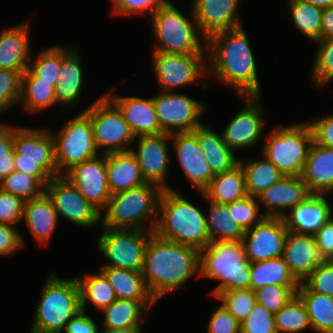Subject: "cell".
Returning <instances> with one entry per match:
<instances>
[{
  "instance_id": "35",
  "label": "cell",
  "mask_w": 333,
  "mask_h": 333,
  "mask_svg": "<svg viewBox=\"0 0 333 333\" xmlns=\"http://www.w3.org/2000/svg\"><path fill=\"white\" fill-rule=\"evenodd\" d=\"M204 201L208 202L206 214L207 229L210 242L243 240L245 231L231 216L229 204L213 203L207 200L203 192H199Z\"/></svg>"
},
{
  "instance_id": "37",
  "label": "cell",
  "mask_w": 333,
  "mask_h": 333,
  "mask_svg": "<svg viewBox=\"0 0 333 333\" xmlns=\"http://www.w3.org/2000/svg\"><path fill=\"white\" fill-rule=\"evenodd\" d=\"M296 295L306 308L312 330L333 333V297L311 292L303 283H300Z\"/></svg>"
},
{
  "instance_id": "30",
  "label": "cell",
  "mask_w": 333,
  "mask_h": 333,
  "mask_svg": "<svg viewBox=\"0 0 333 333\" xmlns=\"http://www.w3.org/2000/svg\"><path fill=\"white\" fill-rule=\"evenodd\" d=\"M193 133L213 175L229 171L239 164L240 157L236 158L235 151L227 146L221 133L214 131L210 125L204 122Z\"/></svg>"
},
{
  "instance_id": "53",
  "label": "cell",
  "mask_w": 333,
  "mask_h": 333,
  "mask_svg": "<svg viewBox=\"0 0 333 333\" xmlns=\"http://www.w3.org/2000/svg\"><path fill=\"white\" fill-rule=\"evenodd\" d=\"M14 127L0 122V181L14 171Z\"/></svg>"
},
{
  "instance_id": "31",
  "label": "cell",
  "mask_w": 333,
  "mask_h": 333,
  "mask_svg": "<svg viewBox=\"0 0 333 333\" xmlns=\"http://www.w3.org/2000/svg\"><path fill=\"white\" fill-rule=\"evenodd\" d=\"M106 166L111 195L146 183L131 150L106 154Z\"/></svg>"
},
{
  "instance_id": "28",
  "label": "cell",
  "mask_w": 333,
  "mask_h": 333,
  "mask_svg": "<svg viewBox=\"0 0 333 333\" xmlns=\"http://www.w3.org/2000/svg\"><path fill=\"white\" fill-rule=\"evenodd\" d=\"M301 177L311 193L330 195L333 192V149L313 141Z\"/></svg>"
},
{
  "instance_id": "2",
  "label": "cell",
  "mask_w": 333,
  "mask_h": 333,
  "mask_svg": "<svg viewBox=\"0 0 333 333\" xmlns=\"http://www.w3.org/2000/svg\"><path fill=\"white\" fill-rule=\"evenodd\" d=\"M142 275L157 302L169 293H175L192 276L200 278V251L153 233L145 250Z\"/></svg>"
},
{
  "instance_id": "44",
  "label": "cell",
  "mask_w": 333,
  "mask_h": 333,
  "mask_svg": "<svg viewBox=\"0 0 333 333\" xmlns=\"http://www.w3.org/2000/svg\"><path fill=\"white\" fill-rule=\"evenodd\" d=\"M0 189L24 201L41 197L45 193V186L36 177L15 170L0 181Z\"/></svg>"
},
{
  "instance_id": "20",
  "label": "cell",
  "mask_w": 333,
  "mask_h": 333,
  "mask_svg": "<svg viewBox=\"0 0 333 333\" xmlns=\"http://www.w3.org/2000/svg\"><path fill=\"white\" fill-rule=\"evenodd\" d=\"M171 147L188 181L198 192H202L214 175L212 174L204 152L199 147L197 136L193 132L171 134Z\"/></svg>"
},
{
  "instance_id": "17",
  "label": "cell",
  "mask_w": 333,
  "mask_h": 333,
  "mask_svg": "<svg viewBox=\"0 0 333 333\" xmlns=\"http://www.w3.org/2000/svg\"><path fill=\"white\" fill-rule=\"evenodd\" d=\"M288 232L282 218L265 217L244 233L246 258L254 263L283 256Z\"/></svg>"
},
{
  "instance_id": "52",
  "label": "cell",
  "mask_w": 333,
  "mask_h": 333,
  "mask_svg": "<svg viewBox=\"0 0 333 333\" xmlns=\"http://www.w3.org/2000/svg\"><path fill=\"white\" fill-rule=\"evenodd\" d=\"M112 10L116 16H135L148 13L149 18L169 0H111ZM132 15V16H131Z\"/></svg>"
},
{
  "instance_id": "18",
  "label": "cell",
  "mask_w": 333,
  "mask_h": 333,
  "mask_svg": "<svg viewBox=\"0 0 333 333\" xmlns=\"http://www.w3.org/2000/svg\"><path fill=\"white\" fill-rule=\"evenodd\" d=\"M136 148L131 152L137 159L143 178L162 189H170L168 185V170L170 166L169 142L171 135L162 133L159 135L139 136Z\"/></svg>"
},
{
  "instance_id": "7",
  "label": "cell",
  "mask_w": 333,
  "mask_h": 333,
  "mask_svg": "<svg viewBox=\"0 0 333 333\" xmlns=\"http://www.w3.org/2000/svg\"><path fill=\"white\" fill-rule=\"evenodd\" d=\"M190 9L191 18L168 1L150 17L152 33L157 40L152 52L207 53V39L199 30L192 7Z\"/></svg>"
},
{
  "instance_id": "24",
  "label": "cell",
  "mask_w": 333,
  "mask_h": 333,
  "mask_svg": "<svg viewBox=\"0 0 333 333\" xmlns=\"http://www.w3.org/2000/svg\"><path fill=\"white\" fill-rule=\"evenodd\" d=\"M104 94L122 112L135 137L163 133L156 114L153 97L118 96L113 94V90Z\"/></svg>"
},
{
  "instance_id": "59",
  "label": "cell",
  "mask_w": 333,
  "mask_h": 333,
  "mask_svg": "<svg viewBox=\"0 0 333 333\" xmlns=\"http://www.w3.org/2000/svg\"><path fill=\"white\" fill-rule=\"evenodd\" d=\"M99 326L92 316L79 311L66 325L62 333H99Z\"/></svg>"
},
{
  "instance_id": "4",
  "label": "cell",
  "mask_w": 333,
  "mask_h": 333,
  "mask_svg": "<svg viewBox=\"0 0 333 333\" xmlns=\"http://www.w3.org/2000/svg\"><path fill=\"white\" fill-rule=\"evenodd\" d=\"M162 191L160 186L146 182L139 187L112 194L103 210L104 215H101V227L154 232Z\"/></svg>"
},
{
  "instance_id": "51",
  "label": "cell",
  "mask_w": 333,
  "mask_h": 333,
  "mask_svg": "<svg viewBox=\"0 0 333 333\" xmlns=\"http://www.w3.org/2000/svg\"><path fill=\"white\" fill-rule=\"evenodd\" d=\"M302 283L311 292L333 297V260H323Z\"/></svg>"
},
{
  "instance_id": "38",
  "label": "cell",
  "mask_w": 333,
  "mask_h": 333,
  "mask_svg": "<svg viewBox=\"0 0 333 333\" xmlns=\"http://www.w3.org/2000/svg\"><path fill=\"white\" fill-rule=\"evenodd\" d=\"M80 290L81 310H87V302L101 312L104 308L110 306L115 300L113 288L106 276L100 271L99 273H87L76 277Z\"/></svg>"
},
{
  "instance_id": "57",
  "label": "cell",
  "mask_w": 333,
  "mask_h": 333,
  "mask_svg": "<svg viewBox=\"0 0 333 333\" xmlns=\"http://www.w3.org/2000/svg\"><path fill=\"white\" fill-rule=\"evenodd\" d=\"M21 231L13 225L0 223V256H10L25 247Z\"/></svg>"
},
{
  "instance_id": "5",
  "label": "cell",
  "mask_w": 333,
  "mask_h": 333,
  "mask_svg": "<svg viewBox=\"0 0 333 333\" xmlns=\"http://www.w3.org/2000/svg\"><path fill=\"white\" fill-rule=\"evenodd\" d=\"M250 274L242 240L214 241L200 250V278L219 281L209 293L214 298L223 291L250 289Z\"/></svg>"
},
{
  "instance_id": "8",
  "label": "cell",
  "mask_w": 333,
  "mask_h": 333,
  "mask_svg": "<svg viewBox=\"0 0 333 333\" xmlns=\"http://www.w3.org/2000/svg\"><path fill=\"white\" fill-rule=\"evenodd\" d=\"M13 146L15 171L36 177L44 186L59 176L55 140L49 129L15 126Z\"/></svg>"
},
{
  "instance_id": "40",
  "label": "cell",
  "mask_w": 333,
  "mask_h": 333,
  "mask_svg": "<svg viewBox=\"0 0 333 333\" xmlns=\"http://www.w3.org/2000/svg\"><path fill=\"white\" fill-rule=\"evenodd\" d=\"M265 285H300L291 274L282 256L251 263L250 289Z\"/></svg>"
},
{
  "instance_id": "39",
  "label": "cell",
  "mask_w": 333,
  "mask_h": 333,
  "mask_svg": "<svg viewBox=\"0 0 333 333\" xmlns=\"http://www.w3.org/2000/svg\"><path fill=\"white\" fill-rule=\"evenodd\" d=\"M261 158L239 160L245 175L247 193L255 198L284 176L263 154Z\"/></svg>"
},
{
  "instance_id": "34",
  "label": "cell",
  "mask_w": 333,
  "mask_h": 333,
  "mask_svg": "<svg viewBox=\"0 0 333 333\" xmlns=\"http://www.w3.org/2000/svg\"><path fill=\"white\" fill-rule=\"evenodd\" d=\"M202 192L207 200L219 204H229L247 197L245 175L241 165L214 175Z\"/></svg>"
},
{
  "instance_id": "50",
  "label": "cell",
  "mask_w": 333,
  "mask_h": 333,
  "mask_svg": "<svg viewBox=\"0 0 333 333\" xmlns=\"http://www.w3.org/2000/svg\"><path fill=\"white\" fill-rule=\"evenodd\" d=\"M240 327L241 333H277L274 314L258 303L240 323Z\"/></svg>"
},
{
  "instance_id": "61",
  "label": "cell",
  "mask_w": 333,
  "mask_h": 333,
  "mask_svg": "<svg viewBox=\"0 0 333 333\" xmlns=\"http://www.w3.org/2000/svg\"><path fill=\"white\" fill-rule=\"evenodd\" d=\"M99 333H143L142 328L102 329Z\"/></svg>"
},
{
  "instance_id": "62",
  "label": "cell",
  "mask_w": 333,
  "mask_h": 333,
  "mask_svg": "<svg viewBox=\"0 0 333 333\" xmlns=\"http://www.w3.org/2000/svg\"><path fill=\"white\" fill-rule=\"evenodd\" d=\"M313 6L326 9L333 6V0H304Z\"/></svg>"
},
{
  "instance_id": "33",
  "label": "cell",
  "mask_w": 333,
  "mask_h": 333,
  "mask_svg": "<svg viewBox=\"0 0 333 333\" xmlns=\"http://www.w3.org/2000/svg\"><path fill=\"white\" fill-rule=\"evenodd\" d=\"M101 271L113 288L116 299L134 301H156L150 294L142 271L100 266Z\"/></svg>"
},
{
  "instance_id": "16",
  "label": "cell",
  "mask_w": 333,
  "mask_h": 333,
  "mask_svg": "<svg viewBox=\"0 0 333 333\" xmlns=\"http://www.w3.org/2000/svg\"><path fill=\"white\" fill-rule=\"evenodd\" d=\"M243 100L244 107L235 114L221 132L222 138L229 148L234 151L249 149L263 140L265 112L261 96H238Z\"/></svg>"
},
{
  "instance_id": "9",
  "label": "cell",
  "mask_w": 333,
  "mask_h": 333,
  "mask_svg": "<svg viewBox=\"0 0 333 333\" xmlns=\"http://www.w3.org/2000/svg\"><path fill=\"white\" fill-rule=\"evenodd\" d=\"M270 132V133H269ZM261 146L263 154L284 176H301L313 143L309 123L305 121L281 124L269 130Z\"/></svg>"
},
{
  "instance_id": "63",
  "label": "cell",
  "mask_w": 333,
  "mask_h": 333,
  "mask_svg": "<svg viewBox=\"0 0 333 333\" xmlns=\"http://www.w3.org/2000/svg\"><path fill=\"white\" fill-rule=\"evenodd\" d=\"M333 81V72L324 80V82L319 86V87H323V86H327L328 84H330L329 82Z\"/></svg>"
},
{
  "instance_id": "42",
  "label": "cell",
  "mask_w": 333,
  "mask_h": 333,
  "mask_svg": "<svg viewBox=\"0 0 333 333\" xmlns=\"http://www.w3.org/2000/svg\"><path fill=\"white\" fill-rule=\"evenodd\" d=\"M274 318L277 333H300L309 328L312 330L306 308L297 295L275 313Z\"/></svg>"
},
{
  "instance_id": "36",
  "label": "cell",
  "mask_w": 333,
  "mask_h": 333,
  "mask_svg": "<svg viewBox=\"0 0 333 333\" xmlns=\"http://www.w3.org/2000/svg\"><path fill=\"white\" fill-rule=\"evenodd\" d=\"M19 104H22L26 112L32 114L57 106L52 82L41 81L27 69L22 75Z\"/></svg>"
},
{
  "instance_id": "12",
  "label": "cell",
  "mask_w": 333,
  "mask_h": 333,
  "mask_svg": "<svg viewBox=\"0 0 333 333\" xmlns=\"http://www.w3.org/2000/svg\"><path fill=\"white\" fill-rule=\"evenodd\" d=\"M97 251L106 263L100 266L142 271L145 250L153 231L139 229H109L101 227Z\"/></svg>"
},
{
  "instance_id": "22",
  "label": "cell",
  "mask_w": 333,
  "mask_h": 333,
  "mask_svg": "<svg viewBox=\"0 0 333 333\" xmlns=\"http://www.w3.org/2000/svg\"><path fill=\"white\" fill-rule=\"evenodd\" d=\"M311 194L301 176H283L257 199L265 217L282 218Z\"/></svg>"
},
{
  "instance_id": "11",
  "label": "cell",
  "mask_w": 333,
  "mask_h": 333,
  "mask_svg": "<svg viewBox=\"0 0 333 333\" xmlns=\"http://www.w3.org/2000/svg\"><path fill=\"white\" fill-rule=\"evenodd\" d=\"M90 118L96 147L101 154L130 151L135 141L119 108L102 94L83 110ZM100 149H102L100 151Z\"/></svg>"
},
{
  "instance_id": "49",
  "label": "cell",
  "mask_w": 333,
  "mask_h": 333,
  "mask_svg": "<svg viewBox=\"0 0 333 333\" xmlns=\"http://www.w3.org/2000/svg\"><path fill=\"white\" fill-rule=\"evenodd\" d=\"M314 44L318 48L313 57L314 63L310 76H312L313 83L319 87L333 72V39H321Z\"/></svg>"
},
{
  "instance_id": "19",
  "label": "cell",
  "mask_w": 333,
  "mask_h": 333,
  "mask_svg": "<svg viewBox=\"0 0 333 333\" xmlns=\"http://www.w3.org/2000/svg\"><path fill=\"white\" fill-rule=\"evenodd\" d=\"M64 177L103 215V210L106 208L111 196L108 186L105 154H100L74 166Z\"/></svg>"
},
{
  "instance_id": "58",
  "label": "cell",
  "mask_w": 333,
  "mask_h": 333,
  "mask_svg": "<svg viewBox=\"0 0 333 333\" xmlns=\"http://www.w3.org/2000/svg\"><path fill=\"white\" fill-rule=\"evenodd\" d=\"M313 236L321 258L333 260V217Z\"/></svg>"
},
{
  "instance_id": "55",
  "label": "cell",
  "mask_w": 333,
  "mask_h": 333,
  "mask_svg": "<svg viewBox=\"0 0 333 333\" xmlns=\"http://www.w3.org/2000/svg\"><path fill=\"white\" fill-rule=\"evenodd\" d=\"M207 333H241L240 322L222 305L212 309Z\"/></svg>"
},
{
  "instance_id": "48",
  "label": "cell",
  "mask_w": 333,
  "mask_h": 333,
  "mask_svg": "<svg viewBox=\"0 0 333 333\" xmlns=\"http://www.w3.org/2000/svg\"><path fill=\"white\" fill-rule=\"evenodd\" d=\"M22 75L21 71L0 69V114L19 104Z\"/></svg>"
},
{
  "instance_id": "10",
  "label": "cell",
  "mask_w": 333,
  "mask_h": 333,
  "mask_svg": "<svg viewBox=\"0 0 333 333\" xmlns=\"http://www.w3.org/2000/svg\"><path fill=\"white\" fill-rule=\"evenodd\" d=\"M52 135L59 176H64L74 166L101 154L95 144L91 120L84 111L69 119Z\"/></svg>"
},
{
  "instance_id": "15",
  "label": "cell",
  "mask_w": 333,
  "mask_h": 333,
  "mask_svg": "<svg viewBox=\"0 0 333 333\" xmlns=\"http://www.w3.org/2000/svg\"><path fill=\"white\" fill-rule=\"evenodd\" d=\"M45 193L52 200L58 218L85 229L101 226V212L64 176L52 178L45 186Z\"/></svg>"
},
{
  "instance_id": "27",
  "label": "cell",
  "mask_w": 333,
  "mask_h": 333,
  "mask_svg": "<svg viewBox=\"0 0 333 333\" xmlns=\"http://www.w3.org/2000/svg\"><path fill=\"white\" fill-rule=\"evenodd\" d=\"M282 257L299 283H302L323 261L313 235L291 231L288 232Z\"/></svg>"
},
{
  "instance_id": "23",
  "label": "cell",
  "mask_w": 333,
  "mask_h": 333,
  "mask_svg": "<svg viewBox=\"0 0 333 333\" xmlns=\"http://www.w3.org/2000/svg\"><path fill=\"white\" fill-rule=\"evenodd\" d=\"M78 46H61V68L54 86L56 103L63 108H73L82 96L84 72Z\"/></svg>"
},
{
  "instance_id": "25",
  "label": "cell",
  "mask_w": 333,
  "mask_h": 333,
  "mask_svg": "<svg viewBox=\"0 0 333 333\" xmlns=\"http://www.w3.org/2000/svg\"><path fill=\"white\" fill-rule=\"evenodd\" d=\"M326 197L327 194L312 193L302 203L290 209L282 217L288 231L314 235L333 217V206Z\"/></svg>"
},
{
  "instance_id": "45",
  "label": "cell",
  "mask_w": 333,
  "mask_h": 333,
  "mask_svg": "<svg viewBox=\"0 0 333 333\" xmlns=\"http://www.w3.org/2000/svg\"><path fill=\"white\" fill-rule=\"evenodd\" d=\"M214 299H217L240 323L247 318L256 304L255 292L252 289L223 291Z\"/></svg>"
},
{
  "instance_id": "41",
  "label": "cell",
  "mask_w": 333,
  "mask_h": 333,
  "mask_svg": "<svg viewBox=\"0 0 333 333\" xmlns=\"http://www.w3.org/2000/svg\"><path fill=\"white\" fill-rule=\"evenodd\" d=\"M288 5L289 18L295 28L310 42L321 40L323 9L304 0H288Z\"/></svg>"
},
{
  "instance_id": "3",
  "label": "cell",
  "mask_w": 333,
  "mask_h": 333,
  "mask_svg": "<svg viewBox=\"0 0 333 333\" xmlns=\"http://www.w3.org/2000/svg\"><path fill=\"white\" fill-rule=\"evenodd\" d=\"M175 189H163L154 233L200 251L209 243L206 213Z\"/></svg>"
},
{
  "instance_id": "1",
  "label": "cell",
  "mask_w": 333,
  "mask_h": 333,
  "mask_svg": "<svg viewBox=\"0 0 333 333\" xmlns=\"http://www.w3.org/2000/svg\"><path fill=\"white\" fill-rule=\"evenodd\" d=\"M207 75L236 96H261L255 55L243 26L207 39Z\"/></svg>"
},
{
  "instance_id": "32",
  "label": "cell",
  "mask_w": 333,
  "mask_h": 333,
  "mask_svg": "<svg viewBox=\"0 0 333 333\" xmlns=\"http://www.w3.org/2000/svg\"><path fill=\"white\" fill-rule=\"evenodd\" d=\"M155 303L158 302L116 299L101 311V329L142 328L143 314Z\"/></svg>"
},
{
  "instance_id": "54",
  "label": "cell",
  "mask_w": 333,
  "mask_h": 333,
  "mask_svg": "<svg viewBox=\"0 0 333 333\" xmlns=\"http://www.w3.org/2000/svg\"><path fill=\"white\" fill-rule=\"evenodd\" d=\"M25 201L11 193L0 189V223L13 225L20 223L23 219Z\"/></svg>"
},
{
  "instance_id": "14",
  "label": "cell",
  "mask_w": 333,
  "mask_h": 333,
  "mask_svg": "<svg viewBox=\"0 0 333 333\" xmlns=\"http://www.w3.org/2000/svg\"><path fill=\"white\" fill-rule=\"evenodd\" d=\"M153 96L158 121L163 133L193 132L204 121V103L184 94L158 91Z\"/></svg>"
},
{
  "instance_id": "6",
  "label": "cell",
  "mask_w": 333,
  "mask_h": 333,
  "mask_svg": "<svg viewBox=\"0 0 333 333\" xmlns=\"http://www.w3.org/2000/svg\"><path fill=\"white\" fill-rule=\"evenodd\" d=\"M43 285L30 333H62L81 311L78 281L76 277L62 279L52 270Z\"/></svg>"
},
{
  "instance_id": "47",
  "label": "cell",
  "mask_w": 333,
  "mask_h": 333,
  "mask_svg": "<svg viewBox=\"0 0 333 333\" xmlns=\"http://www.w3.org/2000/svg\"><path fill=\"white\" fill-rule=\"evenodd\" d=\"M229 210L235 222L244 231L252 228L265 218L263 212H260L261 207L258 199L249 195L243 199L229 203Z\"/></svg>"
},
{
  "instance_id": "29",
  "label": "cell",
  "mask_w": 333,
  "mask_h": 333,
  "mask_svg": "<svg viewBox=\"0 0 333 333\" xmlns=\"http://www.w3.org/2000/svg\"><path fill=\"white\" fill-rule=\"evenodd\" d=\"M22 221L37 243L44 247L53 237L59 218L52 200L44 193L41 197L25 201Z\"/></svg>"
},
{
  "instance_id": "56",
  "label": "cell",
  "mask_w": 333,
  "mask_h": 333,
  "mask_svg": "<svg viewBox=\"0 0 333 333\" xmlns=\"http://www.w3.org/2000/svg\"><path fill=\"white\" fill-rule=\"evenodd\" d=\"M307 122L312 130L313 141L321 146L333 149V113L318 119L307 120Z\"/></svg>"
},
{
  "instance_id": "46",
  "label": "cell",
  "mask_w": 333,
  "mask_h": 333,
  "mask_svg": "<svg viewBox=\"0 0 333 333\" xmlns=\"http://www.w3.org/2000/svg\"><path fill=\"white\" fill-rule=\"evenodd\" d=\"M300 285H265L255 290L256 303L275 314L295 295Z\"/></svg>"
},
{
  "instance_id": "26",
  "label": "cell",
  "mask_w": 333,
  "mask_h": 333,
  "mask_svg": "<svg viewBox=\"0 0 333 333\" xmlns=\"http://www.w3.org/2000/svg\"><path fill=\"white\" fill-rule=\"evenodd\" d=\"M29 20L0 31V69L24 73L31 61Z\"/></svg>"
},
{
  "instance_id": "60",
  "label": "cell",
  "mask_w": 333,
  "mask_h": 333,
  "mask_svg": "<svg viewBox=\"0 0 333 333\" xmlns=\"http://www.w3.org/2000/svg\"><path fill=\"white\" fill-rule=\"evenodd\" d=\"M321 39H333V6L323 9Z\"/></svg>"
},
{
  "instance_id": "13",
  "label": "cell",
  "mask_w": 333,
  "mask_h": 333,
  "mask_svg": "<svg viewBox=\"0 0 333 333\" xmlns=\"http://www.w3.org/2000/svg\"><path fill=\"white\" fill-rule=\"evenodd\" d=\"M152 67L158 91L173 92L207 76V53H152Z\"/></svg>"
},
{
  "instance_id": "21",
  "label": "cell",
  "mask_w": 333,
  "mask_h": 333,
  "mask_svg": "<svg viewBox=\"0 0 333 333\" xmlns=\"http://www.w3.org/2000/svg\"><path fill=\"white\" fill-rule=\"evenodd\" d=\"M242 0H193L191 7L201 34L212 35L239 28L242 25L239 3Z\"/></svg>"
},
{
  "instance_id": "43",
  "label": "cell",
  "mask_w": 333,
  "mask_h": 333,
  "mask_svg": "<svg viewBox=\"0 0 333 333\" xmlns=\"http://www.w3.org/2000/svg\"><path fill=\"white\" fill-rule=\"evenodd\" d=\"M33 57L32 55L28 69L41 81L52 82L55 86L61 68V46L46 47L38 53L36 58L32 59Z\"/></svg>"
}]
</instances>
